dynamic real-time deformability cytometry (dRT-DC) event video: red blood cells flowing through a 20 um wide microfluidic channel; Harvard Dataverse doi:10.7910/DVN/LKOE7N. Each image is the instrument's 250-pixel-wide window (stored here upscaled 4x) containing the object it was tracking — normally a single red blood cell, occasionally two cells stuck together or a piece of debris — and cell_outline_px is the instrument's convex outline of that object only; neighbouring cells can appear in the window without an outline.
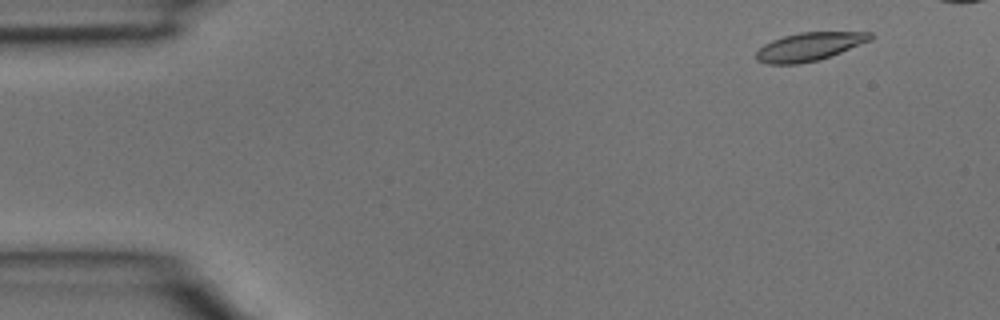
{"species": "common noctule bat (a hibernating species)", "species_latin": "Nyctalus noctula", "temperature_condition": "room temperature", "stored_images_in_passage": 3, "camera_frame_rate_fps": 3000, "um_per_image_px": 0.085, "animal": {"sex": "male", "body_mass_g": 15.6}, "frame": {"image": 1, "passage_image": 1, "time_ms": 0.0, "image_size_px": [1000, 320], "cell_outline_px": [[872, 40], [820, 60], [800, 64], [768, 64], [756, 60], [756, 52], [764, 44], [772, 40], [784, 36], [800, 32], [872, 32]], "centroid_in_image_um": [68.79, 3.97], "position_along_channel_um": 16.2, "area_um2": 18.84}}